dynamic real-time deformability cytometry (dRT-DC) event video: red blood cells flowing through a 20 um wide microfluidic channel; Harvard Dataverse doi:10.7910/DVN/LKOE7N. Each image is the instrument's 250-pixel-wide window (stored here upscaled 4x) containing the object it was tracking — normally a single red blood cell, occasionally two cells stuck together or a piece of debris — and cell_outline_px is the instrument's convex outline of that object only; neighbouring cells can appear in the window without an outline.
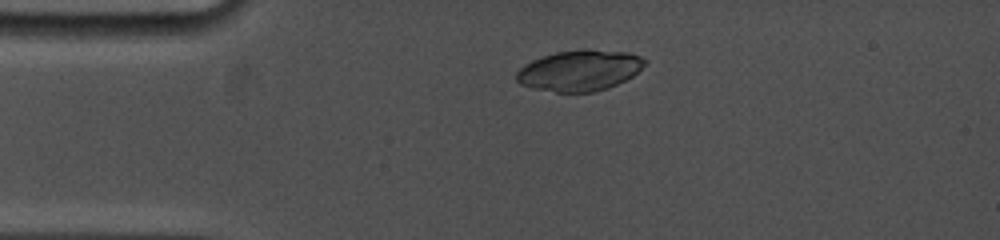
{"species": "common noctule bat (a hibernating species)", "species_latin": "Nyctalus noctula", "temperature_condition": "cold", "stored_images_in_passage": 3, "camera_frame_rate_fps": 5000, "um_per_image_px": 0.085, "animal": {"sex": "female", "body_mass_g": 19.0, "forearm_length_mm": 53.3}, "frame": {"image": 1, "passage_image": 1, "time_ms": 0.0, "image_size_px": [1000, 240], "cell_outline_px": [[648, 60], [632, 76], [608, 88], [592, 92], [556, 92], [532, 88], [520, 84], [516, 80], [516, 72], [524, 64], [532, 60], [556, 52], [584, 48], [628, 52], [640, 56]], "centroid_in_image_um": [49.25, 5.98], "position_along_channel_um": 35.8, "area_um2": 30.58}}